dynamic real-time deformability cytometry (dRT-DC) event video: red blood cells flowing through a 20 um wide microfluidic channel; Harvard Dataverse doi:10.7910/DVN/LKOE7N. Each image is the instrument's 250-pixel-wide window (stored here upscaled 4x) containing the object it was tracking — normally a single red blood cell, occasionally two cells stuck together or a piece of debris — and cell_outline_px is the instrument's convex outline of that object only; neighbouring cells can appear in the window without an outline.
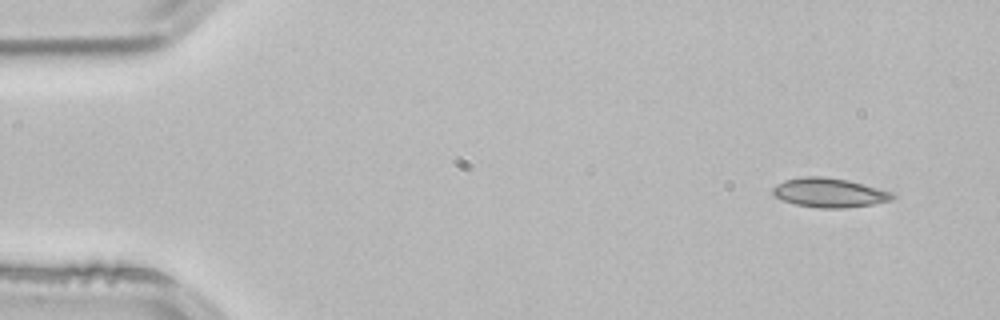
{"species": "common noctule bat (a hibernating species)", "species_latin": "Nyctalus noctula", "temperature_condition": "room temperature", "stored_images_in_passage": 2, "camera_frame_rate_fps": 3000, "um_per_image_px": 0.085, "animal": {"sex": "male", "body_mass_g": 21.5, "forearm_length_mm": 52.0}, "frame": {"image": 1, "passage_image": 1, "time_ms": 0.0, "image_size_px": [1000, 320], "cell_outline_px": [[896, 196], [892, 200], [872, 204], [844, 208], [820, 208], [796, 204], [784, 200], [776, 196], [772, 192], [772, 188], [776, 184], [784, 180], [804, 176], [824, 176], [848, 180], [896, 192]], "centroid_in_image_um": [70.54, 16.37], "position_along_channel_um": 14.5, "area_um2": 20.52}}